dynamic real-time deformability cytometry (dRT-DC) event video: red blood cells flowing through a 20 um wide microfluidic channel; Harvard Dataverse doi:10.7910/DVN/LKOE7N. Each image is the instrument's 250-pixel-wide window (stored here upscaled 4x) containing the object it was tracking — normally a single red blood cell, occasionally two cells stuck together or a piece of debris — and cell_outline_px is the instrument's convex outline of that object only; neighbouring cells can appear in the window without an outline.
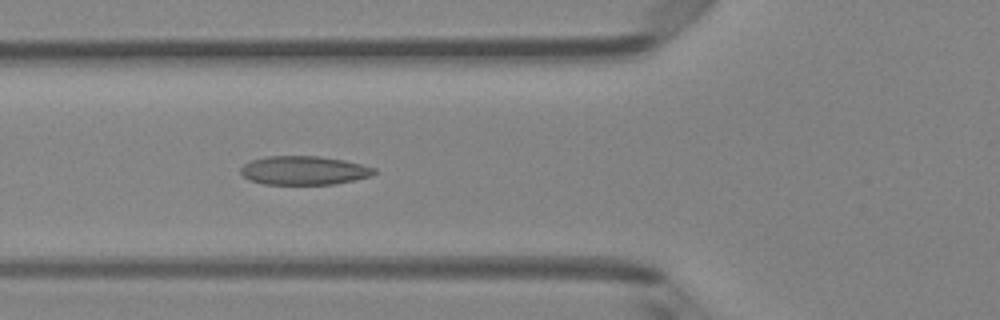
{"species": "Egyptian fruit bat (a non-hibernating species)", "species_latin": "Rousettus aegyptiacus", "temperature_condition": "room temperature", "stored_images_in_passage": 5, "camera_frame_rate_fps": 3000, "um_per_image_px": 0.085, "animal": {"sex": "female"}, "frame": {"image": 1, "passage_image": 5, "time_ms": 4.667, "image_size_px": [1000, 320], "cell_outline_px": [[376, 172], [368, 176], [336, 184], [264, 184], [248, 180], [240, 172], [240, 168], [244, 164], [252, 160], [264, 156], [320, 156], [344, 160], [376, 168]], "centroid_in_image_um": [25.79, 14.48], "position_along_channel_um": 100.0, "area_um2": 22.31}}